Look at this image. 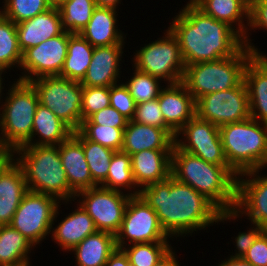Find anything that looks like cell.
Listing matches in <instances>:
<instances>
[{"label":"cell","instance_id":"cell-1","mask_svg":"<svg viewBox=\"0 0 267 266\" xmlns=\"http://www.w3.org/2000/svg\"><path fill=\"white\" fill-rule=\"evenodd\" d=\"M139 195L156 212L170 238L205 230L217 223L221 212L205 196L172 176L143 187Z\"/></svg>","mask_w":267,"mask_h":266},{"label":"cell","instance_id":"cell-2","mask_svg":"<svg viewBox=\"0 0 267 266\" xmlns=\"http://www.w3.org/2000/svg\"><path fill=\"white\" fill-rule=\"evenodd\" d=\"M173 18L168 29L178 40L185 65L234 56L245 46L235 29L204 14L191 1Z\"/></svg>","mask_w":267,"mask_h":266},{"label":"cell","instance_id":"cell-3","mask_svg":"<svg viewBox=\"0 0 267 266\" xmlns=\"http://www.w3.org/2000/svg\"><path fill=\"white\" fill-rule=\"evenodd\" d=\"M170 176L194 188L221 212L235 210L238 174L230 166L207 162L181 150L174 143L171 152Z\"/></svg>","mask_w":267,"mask_h":266},{"label":"cell","instance_id":"cell-4","mask_svg":"<svg viewBox=\"0 0 267 266\" xmlns=\"http://www.w3.org/2000/svg\"><path fill=\"white\" fill-rule=\"evenodd\" d=\"M11 156L22 168L29 191L54 196L66 204L74 202L76 194L69 188L58 145H24Z\"/></svg>","mask_w":267,"mask_h":266},{"label":"cell","instance_id":"cell-5","mask_svg":"<svg viewBox=\"0 0 267 266\" xmlns=\"http://www.w3.org/2000/svg\"><path fill=\"white\" fill-rule=\"evenodd\" d=\"M228 165L239 175L267 167V124L252 117L219 127Z\"/></svg>","mask_w":267,"mask_h":266},{"label":"cell","instance_id":"cell-6","mask_svg":"<svg viewBox=\"0 0 267 266\" xmlns=\"http://www.w3.org/2000/svg\"><path fill=\"white\" fill-rule=\"evenodd\" d=\"M0 112V147L11 155L31 140L39 99L29 82L14 81L8 88Z\"/></svg>","mask_w":267,"mask_h":266},{"label":"cell","instance_id":"cell-7","mask_svg":"<svg viewBox=\"0 0 267 266\" xmlns=\"http://www.w3.org/2000/svg\"><path fill=\"white\" fill-rule=\"evenodd\" d=\"M254 55L244 46L234 56L185 65L182 83L195 101L203 95L237 87L244 81L246 65Z\"/></svg>","mask_w":267,"mask_h":266},{"label":"cell","instance_id":"cell-8","mask_svg":"<svg viewBox=\"0 0 267 266\" xmlns=\"http://www.w3.org/2000/svg\"><path fill=\"white\" fill-rule=\"evenodd\" d=\"M37 92L39 103L50 109L73 131L82 124L83 86L61 76H46L29 82Z\"/></svg>","mask_w":267,"mask_h":266},{"label":"cell","instance_id":"cell-9","mask_svg":"<svg viewBox=\"0 0 267 266\" xmlns=\"http://www.w3.org/2000/svg\"><path fill=\"white\" fill-rule=\"evenodd\" d=\"M158 39L136 50L133 68L164 79L166 84L182 82L186 66L178 40L169 29Z\"/></svg>","mask_w":267,"mask_h":266},{"label":"cell","instance_id":"cell-10","mask_svg":"<svg viewBox=\"0 0 267 266\" xmlns=\"http://www.w3.org/2000/svg\"><path fill=\"white\" fill-rule=\"evenodd\" d=\"M60 203L54 196L28 190L14 213L10 226L36 247L51 234Z\"/></svg>","mask_w":267,"mask_h":266},{"label":"cell","instance_id":"cell-11","mask_svg":"<svg viewBox=\"0 0 267 266\" xmlns=\"http://www.w3.org/2000/svg\"><path fill=\"white\" fill-rule=\"evenodd\" d=\"M169 236L162 229L156 212L140 196H131L119 232L115 235L116 247L147 242H169ZM126 240V241H125ZM168 240V241H167Z\"/></svg>","mask_w":267,"mask_h":266},{"label":"cell","instance_id":"cell-12","mask_svg":"<svg viewBox=\"0 0 267 266\" xmlns=\"http://www.w3.org/2000/svg\"><path fill=\"white\" fill-rule=\"evenodd\" d=\"M125 193V194H124ZM130 195L112 189L96 186L78 192L75 200L91 216L97 231L116 235L121 227Z\"/></svg>","mask_w":267,"mask_h":266},{"label":"cell","instance_id":"cell-13","mask_svg":"<svg viewBox=\"0 0 267 266\" xmlns=\"http://www.w3.org/2000/svg\"><path fill=\"white\" fill-rule=\"evenodd\" d=\"M260 170L247 171L237 176V202L234 211L220 212L217 220L224 222L244 216L252 224L267 230V175ZM245 177V179H243Z\"/></svg>","mask_w":267,"mask_h":266},{"label":"cell","instance_id":"cell-14","mask_svg":"<svg viewBox=\"0 0 267 266\" xmlns=\"http://www.w3.org/2000/svg\"><path fill=\"white\" fill-rule=\"evenodd\" d=\"M196 116L217 127L250 117L249 100L244 81L229 90L203 95L195 101Z\"/></svg>","mask_w":267,"mask_h":266},{"label":"cell","instance_id":"cell-15","mask_svg":"<svg viewBox=\"0 0 267 266\" xmlns=\"http://www.w3.org/2000/svg\"><path fill=\"white\" fill-rule=\"evenodd\" d=\"M174 140L181 150L207 162L229 166L223 150L219 127L209 121L202 120L195 115L176 133Z\"/></svg>","mask_w":267,"mask_h":266},{"label":"cell","instance_id":"cell-16","mask_svg":"<svg viewBox=\"0 0 267 266\" xmlns=\"http://www.w3.org/2000/svg\"><path fill=\"white\" fill-rule=\"evenodd\" d=\"M69 32L63 31L23 52L19 81L30 82L41 77L59 76L67 56Z\"/></svg>","mask_w":267,"mask_h":266},{"label":"cell","instance_id":"cell-17","mask_svg":"<svg viewBox=\"0 0 267 266\" xmlns=\"http://www.w3.org/2000/svg\"><path fill=\"white\" fill-rule=\"evenodd\" d=\"M204 14L218 21L225 22L235 29L244 39V44L258 56H264L249 38V11L250 3L247 0H190ZM247 21V25L244 23ZM236 27H235V26ZM238 26V27H237ZM248 35V36H247Z\"/></svg>","mask_w":267,"mask_h":266},{"label":"cell","instance_id":"cell-18","mask_svg":"<svg viewBox=\"0 0 267 266\" xmlns=\"http://www.w3.org/2000/svg\"><path fill=\"white\" fill-rule=\"evenodd\" d=\"M27 191L23 170L9 155L0 164V226L10 225Z\"/></svg>","mask_w":267,"mask_h":266},{"label":"cell","instance_id":"cell-19","mask_svg":"<svg viewBox=\"0 0 267 266\" xmlns=\"http://www.w3.org/2000/svg\"><path fill=\"white\" fill-rule=\"evenodd\" d=\"M58 147L69 188L75 194L98 186L92 180L82 146V133L79 130L74 131L73 134L67 140L59 144Z\"/></svg>","mask_w":267,"mask_h":266},{"label":"cell","instance_id":"cell-20","mask_svg":"<svg viewBox=\"0 0 267 266\" xmlns=\"http://www.w3.org/2000/svg\"><path fill=\"white\" fill-rule=\"evenodd\" d=\"M176 133L171 128L128 121L121 151L132 155L143 150H172Z\"/></svg>","mask_w":267,"mask_h":266},{"label":"cell","instance_id":"cell-21","mask_svg":"<svg viewBox=\"0 0 267 266\" xmlns=\"http://www.w3.org/2000/svg\"><path fill=\"white\" fill-rule=\"evenodd\" d=\"M123 48L124 45L94 47L90 65L80 84L88 87H110L119 83Z\"/></svg>","mask_w":267,"mask_h":266},{"label":"cell","instance_id":"cell-22","mask_svg":"<svg viewBox=\"0 0 267 266\" xmlns=\"http://www.w3.org/2000/svg\"><path fill=\"white\" fill-rule=\"evenodd\" d=\"M166 86L160 91L159 107L165 123L177 133L196 115L195 100L182 82Z\"/></svg>","mask_w":267,"mask_h":266},{"label":"cell","instance_id":"cell-23","mask_svg":"<svg viewBox=\"0 0 267 266\" xmlns=\"http://www.w3.org/2000/svg\"><path fill=\"white\" fill-rule=\"evenodd\" d=\"M250 117L267 124V57L254 55L244 72Z\"/></svg>","mask_w":267,"mask_h":266},{"label":"cell","instance_id":"cell-24","mask_svg":"<svg viewBox=\"0 0 267 266\" xmlns=\"http://www.w3.org/2000/svg\"><path fill=\"white\" fill-rule=\"evenodd\" d=\"M172 150H143L131 156V168L138 189L170 176Z\"/></svg>","mask_w":267,"mask_h":266},{"label":"cell","instance_id":"cell-25","mask_svg":"<svg viewBox=\"0 0 267 266\" xmlns=\"http://www.w3.org/2000/svg\"><path fill=\"white\" fill-rule=\"evenodd\" d=\"M63 31L59 11L54 7L16 24L17 38L22 52L60 35Z\"/></svg>","mask_w":267,"mask_h":266},{"label":"cell","instance_id":"cell-26","mask_svg":"<svg viewBox=\"0 0 267 266\" xmlns=\"http://www.w3.org/2000/svg\"><path fill=\"white\" fill-rule=\"evenodd\" d=\"M117 10L112 8L96 7L88 24L80 31L93 47L110 45H124L123 32L118 29Z\"/></svg>","mask_w":267,"mask_h":266},{"label":"cell","instance_id":"cell-27","mask_svg":"<svg viewBox=\"0 0 267 266\" xmlns=\"http://www.w3.org/2000/svg\"><path fill=\"white\" fill-rule=\"evenodd\" d=\"M77 205V209L66 215L64 220L51 230L52 239L64 251L71 252L88 235L97 231L91 216L80 204Z\"/></svg>","mask_w":267,"mask_h":266},{"label":"cell","instance_id":"cell-28","mask_svg":"<svg viewBox=\"0 0 267 266\" xmlns=\"http://www.w3.org/2000/svg\"><path fill=\"white\" fill-rule=\"evenodd\" d=\"M73 132L50 109L39 103L33 119L31 140L27 145H59ZM36 135L37 140L34 139Z\"/></svg>","mask_w":267,"mask_h":266},{"label":"cell","instance_id":"cell-29","mask_svg":"<svg viewBox=\"0 0 267 266\" xmlns=\"http://www.w3.org/2000/svg\"><path fill=\"white\" fill-rule=\"evenodd\" d=\"M116 248L115 235L105 231H96L88 235L71 251L75 253L76 266H105Z\"/></svg>","mask_w":267,"mask_h":266},{"label":"cell","instance_id":"cell-30","mask_svg":"<svg viewBox=\"0 0 267 266\" xmlns=\"http://www.w3.org/2000/svg\"><path fill=\"white\" fill-rule=\"evenodd\" d=\"M94 47L79 33H69L67 56L61 77L81 82L90 65Z\"/></svg>","mask_w":267,"mask_h":266},{"label":"cell","instance_id":"cell-31","mask_svg":"<svg viewBox=\"0 0 267 266\" xmlns=\"http://www.w3.org/2000/svg\"><path fill=\"white\" fill-rule=\"evenodd\" d=\"M35 246L10 225L0 226V266L30 263L29 253Z\"/></svg>","mask_w":267,"mask_h":266},{"label":"cell","instance_id":"cell-32","mask_svg":"<svg viewBox=\"0 0 267 266\" xmlns=\"http://www.w3.org/2000/svg\"><path fill=\"white\" fill-rule=\"evenodd\" d=\"M106 189L121 191L126 189L130 196H137L140 194V189L134 181L131 156L122 151H116L111 159L107 178L99 185ZM133 188V190H131ZM133 191V192H132Z\"/></svg>","mask_w":267,"mask_h":266},{"label":"cell","instance_id":"cell-33","mask_svg":"<svg viewBox=\"0 0 267 266\" xmlns=\"http://www.w3.org/2000/svg\"><path fill=\"white\" fill-rule=\"evenodd\" d=\"M96 8L94 0H67L58 9L61 26L69 33H80Z\"/></svg>","mask_w":267,"mask_h":266},{"label":"cell","instance_id":"cell-34","mask_svg":"<svg viewBox=\"0 0 267 266\" xmlns=\"http://www.w3.org/2000/svg\"><path fill=\"white\" fill-rule=\"evenodd\" d=\"M23 52L19 47L16 24L0 14V68L20 67Z\"/></svg>","mask_w":267,"mask_h":266},{"label":"cell","instance_id":"cell-35","mask_svg":"<svg viewBox=\"0 0 267 266\" xmlns=\"http://www.w3.org/2000/svg\"><path fill=\"white\" fill-rule=\"evenodd\" d=\"M82 146L92 180L100 185L107 178L109 165L116 151L88 140L83 134Z\"/></svg>","mask_w":267,"mask_h":266},{"label":"cell","instance_id":"cell-36","mask_svg":"<svg viewBox=\"0 0 267 266\" xmlns=\"http://www.w3.org/2000/svg\"><path fill=\"white\" fill-rule=\"evenodd\" d=\"M126 246L121 249L127 255L131 266H154L173 248L169 242L136 243Z\"/></svg>","mask_w":267,"mask_h":266},{"label":"cell","instance_id":"cell-37","mask_svg":"<svg viewBox=\"0 0 267 266\" xmlns=\"http://www.w3.org/2000/svg\"><path fill=\"white\" fill-rule=\"evenodd\" d=\"M134 69V75L124 84L128 87L135 104L157 99L160 91L164 88V86H160L163 80Z\"/></svg>","mask_w":267,"mask_h":266},{"label":"cell","instance_id":"cell-38","mask_svg":"<svg viewBox=\"0 0 267 266\" xmlns=\"http://www.w3.org/2000/svg\"><path fill=\"white\" fill-rule=\"evenodd\" d=\"M0 14L15 24L29 20L51 8L47 0H3Z\"/></svg>","mask_w":267,"mask_h":266},{"label":"cell","instance_id":"cell-39","mask_svg":"<svg viewBox=\"0 0 267 266\" xmlns=\"http://www.w3.org/2000/svg\"><path fill=\"white\" fill-rule=\"evenodd\" d=\"M125 128L82 123L79 131L88 139L114 151H121Z\"/></svg>","mask_w":267,"mask_h":266},{"label":"cell","instance_id":"cell-40","mask_svg":"<svg viewBox=\"0 0 267 266\" xmlns=\"http://www.w3.org/2000/svg\"><path fill=\"white\" fill-rule=\"evenodd\" d=\"M110 106L109 87L83 86L82 92V122L91 115Z\"/></svg>","mask_w":267,"mask_h":266},{"label":"cell","instance_id":"cell-41","mask_svg":"<svg viewBox=\"0 0 267 266\" xmlns=\"http://www.w3.org/2000/svg\"><path fill=\"white\" fill-rule=\"evenodd\" d=\"M110 106L119 111L128 121H131L136 104L124 83L114 84L109 87Z\"/></svg>","mask_w":267,"mask_h":266},{"label":"cell","instance_id":"cell-42","mask_svg":"<svg viewBox=\"0 0 267 266\" xmlns=\"http://www.w3.org/2000/svg\"><path fill=\"white\" fill-rule=\"evenodd\" d=\"M132 121L159 128H170L163 118L158 98L137 104Z\"/></svg>","mask_w":267,"mask_h":266},{"label":"cell","instance_id":"cell-43","mask_svg":"<svg viewBox=\"0 0 267 266\" xmlns=\"http://www.w3.org/2000/svg\"><path fill=\"white\" fill-rule=\"evenodd\" d=\"M128 120L115 108L109 106L91 115L82 123H94L116 128H126Z\"/></svg>","mask_w":267,"mask_h":266},{"label":"cell","instance_id":"cell-44","mask_svg":"<svg viewBox=\"0 0 267 266\" xmlns=\"http://www.w3.org/2000/svg\"><path fill=\"white\" fill-rule=\"evenodd\" d=\"M264 231L265 229L261 226L253 224V227L249 228L247 232H239L234 242L237 250H234L235 254L232 253L230 257H244L251 245Z\"/></svg>","mask_w":267,"mask_h":266},{"label":"cell","instance_id":"cell-45","mask_svg":"<svg viewBox=\"0 0 267 266\" xmlns=\"http://www.w3.org/2000/svg\"><path fill=\"white\" fill-rule=\"evenodd\" d=\"M243 258L255 266H267V230L256 239Z\"/></svg>","mask_w":267,"mask_h":266},{"label":"cell","instance_id":"cell-46","mask_svg":"<svg viewBox=\"0 0 267 266\" xmlns=\"http://www.w3.org/2000/svg\"><path fill=\"white\" fill-rule=\"evenodd\" d=\"M251 30L267 31V0H253L250 2L249 26Z\"/></svg>","mask_w":267,"mask_h":266},{"label":"cell","instance_id":"cell-47","mask_svg":"<svg viewBox=\"0 0 267 266\" xmlns=\"http://www.w3.org/2000/svg\"><path fill=\"white\" fill-rule=\"evenodd\" d=\"M105 266H131L127 255L122 249L116 250L110 255Z\"/></svg>","mask_w":267,"mask_h":266},{"label":"cell","instance_id":"cell-48","mask_svg":"<svg viewBox=\"0 0 267 266\" xmlns=\"http://www.w3.org/2000/svg\"><path fill=\"white\" fill-rule=\"evenodd\" d=\"M175 251L173 248L162 258L160 259L154 266H180L179 261H177L175 256Z\"/></svg>","mask_w":267,"mask_h":266},{"label":"cell","instance_id":"cell-49","mask_svg":"<svg viewBox=\"0 0 267 266\" xmlns=\"http://www.w3.org/2000/svg\"><path fill=\"white\" fill-rule=\"evenodd\" d=\"M218 266H255L247 262L243 257H228L227 260L222 261Z\"/></svg>","mask_w":267,"mask_h":266},{"label":"cell","instance_id":"cell-50","mask_svg":"<svg viewBox=\"0 0 267 266\" xmlns=\"http://www.w3.org/2000/svg\"><path fill=\"white\" fill-rule=\"evenodd\" d=\"M96 7L118 9V5L121 4V0H94Z\"/></svg>","mask_w":267,"mask_h":266},{"label":"cell","instance_id":"cell-51","mask_svg":"<svg viewBox=\"0 0 267 266\" xmlns=\"http://www.w3.org/2000/svg\"><path fill=\"white\" fill-rule=\"evenodd\" d=\"M6 71H7L6 69L0 68V104L4 101V100L1 101V97H2V98L4 97V96H2V94H3V93H2V92H3L2 89H4L2 83L4 82L3 80L5 79V78H2V77H4V76H1V75L3 74V72H4V73H7ZM0 107H1V106H0ZM0 110H1V108H0Z\"/></svg>","mask_w":267,"mask_h":266},{"label":"cell","instance_id":"cell-52","mask_svg":"<svg viewBox=\"0 0 267 266\" xmlns=\"http://www.w3.org/2000/svg\"><path fill=\"white\" fill-rule=\"evenodd\" d=\"M67 0H47L49 5L54 8H59L63 3H65Z\"/></svg>","mask_w":267,"mask_h":266},{"label":"cell","instance_id":"cell-53","mask_svg":"<svg viewBox=\"0 0 267 266\" xmlns=\"http://www.w3.org/2000/svg\"><path fill=\"white\" fill-rule=\"evenodd\" d=\"M9 156V154L0 147V164Z\"/></svg>","mask_w":267,"mask_h":266},{"label":"cell","instance_id":"cell-54","mask_svg":"<svg viewBox=\"0 0 267 266\" xmlns=\"http://www.w3.org/2000/svg\"><path fill=\"white\" fill-rule=\"evenodd\" d=\"M21 266H31L30 263L23 264Z\"/></svg>","mask_w":267,"mask_h":266}]
</instances>
